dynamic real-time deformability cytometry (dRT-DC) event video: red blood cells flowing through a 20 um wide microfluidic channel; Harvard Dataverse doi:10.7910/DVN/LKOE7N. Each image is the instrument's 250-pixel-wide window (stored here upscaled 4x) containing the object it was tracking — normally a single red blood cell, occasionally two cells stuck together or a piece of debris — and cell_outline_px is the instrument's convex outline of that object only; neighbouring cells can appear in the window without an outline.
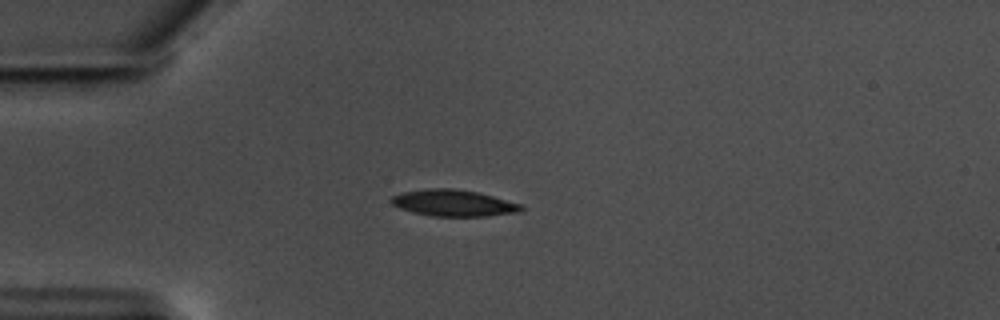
{"species": "common noctule bat (a hibernating species)", "species_latin": "Nyctalus noctula", "temperature_condition": "warm", "stored_images_in_passage": 22, "camera_frame_rate_fps": 3000, "um_per_image_px": 0.085, "animal": {"sex": "male", "body_mass_g": 17.5, "forearm_length_mm": 52.3}, "frame": {"image": 1, "passage_image": 15, "time_ms": 4.667, "image_size_px": [1000, 320], "cell_outline_px": [[524, 208], [520, 212], [484, 216], [432, 216], [412, 212], [400, 208], [392, 204], [388, 200], [392, 196], [404, 192], [428, 188], [452, 188], [480, 192], [524, 204]], "centroid_in_image_um": [38.59, 17.25], "position_along_channel_um": 46.4, "area_um2": 20.29}}